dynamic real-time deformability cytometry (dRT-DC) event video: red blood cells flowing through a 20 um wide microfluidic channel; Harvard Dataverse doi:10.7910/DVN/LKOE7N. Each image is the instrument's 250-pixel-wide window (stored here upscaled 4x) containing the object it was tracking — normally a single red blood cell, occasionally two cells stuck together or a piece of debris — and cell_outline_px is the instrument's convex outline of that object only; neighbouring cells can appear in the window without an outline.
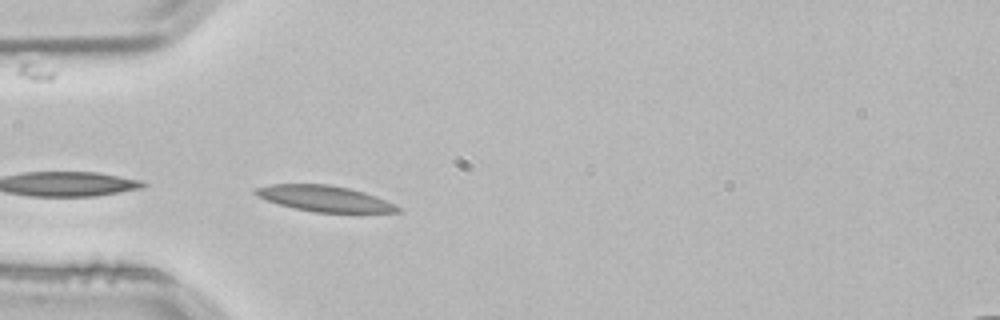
{"species": "common noctule bat (a hibernating species)", "species_latin": "Nyctalus noctula", "temperature_condition": "room temperature", "stored_images_in_passage": 5, "camera_frame_rate_fps": 3000, "um_per_image_px": 0.085, "animal": {"sex": "male", "body_mass_g": 21.5, "forearm_length_mm": 52.0}, "frame": {"image": 1, "passage_image": 1, "time_ms": 0.0, "image_size_px": [1000, 320], "cell_outline_px": [[404, 212], [312, 212], [292, 208], [256, 196], [252, 192], [256, 188], [272, 184], [328, 184], [348, 188], [364, 192], [376, 196], [400, 208]], "centroid_in_image_um": [27.55, 16.87], "position_along_channel_um": 57.5, "area_um2": 21.21}}